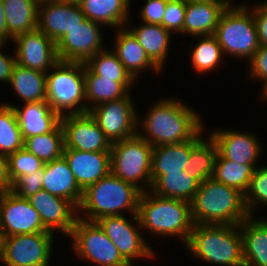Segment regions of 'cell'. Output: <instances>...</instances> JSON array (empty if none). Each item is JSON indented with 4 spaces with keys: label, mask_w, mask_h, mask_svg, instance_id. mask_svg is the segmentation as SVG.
<instances>
[{
    "label": "cell",
    "mask_w": 267,
    "mask_h": 266,
    "mask_svg": "<svg viewBox=\"0 0 267 266\" xmlns=\"http://www.w3.org/2000/svg\"><path fill=\"white\" fill-rule=\"evenodd\" d=\"M146 116L142 127L147 134H138L153 147L191 140L203 129L199 115L177 99L158 102Z\"/></svg>",
    "instance_id": "1"
},
{
    "label": "cell",
    "mask_w": 267,
    "mask_h": 266,
    "mask_svg": "<svg viewBox=\"0 0 267 266\" xmlns=\"http://www.w3.org/2000/svg\"><path fill=\"white\" fill-rule=\"evenodd\" d=\"M191 216L194 224L239 225L249 213L243 193L210 178L199 185Z\"/></svg>",
    "instance_id": "2"
},
{
    "label": "cell",
    "mask_w": 267,
    "mask_h": 266,
    "mask_svg": "<svg viewBox=\"0 0 267 266\" xmlns=\"http://www.w3.org/2000/svg\"><path fill=\"white\" fill-rule=\"evenodd\" d=\"M133 219L139 224L138 227L160 236H180L185 244L194 226L191 203L162 197L150 191L141 193L138 211Z\"/></svg>",
    "instance_id": "3"
},
{
    "label": "cell",
    "mask_w": 267,
    "mask_h": 266,
    "mask_svg": "<svg viewBox=\"0 0 267 266\" xmlns=\"http://www.w3.org/2000/svg\"><path fill=\"white\" fill-rule=\"evenodd\" d=\"M186 245L210 264L245 266L239 225L194 224Z\"/></svg>",
    "instance_id": "4"
},
{
    "label": "cell",
    "mask_w": 267,
    "mask_h": 266,
    "mask_svg": "<svg viewBox=\"0 0 267 266\" xmlns=\"http://www.w3.org/2000/svg\"><path fill=\"white\" fill-rule=\"evenodd\" d=\"M141 191L134 185L116 177L112 172L83 191L78 211L87 217L81 219L96 222L105 216L122 215L123 209L137 214Z\"/></svg>",
    "instance_id": "5"
},
{
    "label": "cell",
    "mask_w": 267,
    "mask_h": 266,
    "mask_svg": "<svg viewBox=\"0 0 267 266\" xmlns=\"http://www.w3.org/2000/svg\"><path fill=\"white\" fill-rule=\"evenodd\" d=\"M51 69L52 73H46V102L52 110L61 117L66 115L64 109L67 115L88 113L90 105H86L85 98V63L58 60Z\"/></svg>",
    "instance_id": "6"
},
{
    "label": "cell",
    "mask_w": 267,
    "mask_h": 266,
    "mask_svg": "<svg viewBox=\"0 0 267 266\" xmlns=\"http://www.w3.org/2000/svg\"><path fill=\"white\" fill-rule=\"evenodd\" d=\"M214 36L223 54L243 59L250 60L260 46L252 9L250 11L246 5H229L219 19Z\"/></svg>",
    "instance_id": "7"
},
{
    "label": "cell",
    "mask_w": 267,
    "mask_h": 266,
    "mask_svg": "<svg viewBox=\"0 0 267 266\" xmlns=\"http://www.w3.org/2000/svg\"><path fill=\"white\" fill-rule=\"evenodd\" d=\"M152 149L138 133L111 145V172L123 181L134 185L142 193L150 190ZM142 182L146 185H138Z\"/></svg>",
    "instance_id": "8"
},
{
    "label": "cell",
    "mask_w": 267,
    "mask_h": 266,
    "mask_svg": "<svg viewBox=\"0 0 267 266\" xmlns=\"http://www.w3.org/2000/svg\"><path fill=\"white\" fill-rule=\"evenodd\" d=\"M79 257L101 266H122L128 262L97 222L77 218L69 235Z\"/></svg>",
    "instance_id": "9"
},
{
    "label": "cell",
    "mask_w": 267,
    "mask_h": 266,
    "mask_svg": "<svg viewBox=\"0 0 267 266\" xmlns=\"http://www.w3.org/2000/svg\"><path fill=\"white\" fill-rule=\"evenodd\" d=\"M89 113L111 144L139 132L136 129L140 122L129 94L122 99L97 105Z\"/></svg>",
    "instance_id": "10"
},
{
    "label": "cell",
    "mask_w": 267,
    "mask_h": 266,
    "mask_svg": "<svg viewBox=\"0 0 267 266\" xmlns=\"http://www.w3.org/2000/svg\"><path fill=\"white\" fill-rule=\"evenodd\" d=\"M54 232L4 237L3 263L7 266H48Z\"/></svg>",
    "instance_id": "11"
},
{
    "label": "cell",
    "mask_w": 267,
    "mask_h": 266,
    "mask_svg": "<svg viewBox=\"0 0 267 266\" xmlns=\"http://www.w3.org/2000/svg\"><path fill=\"white\" fill-rule=\"evenodd\" d=\"M48 231L42 224L39 212L28 199L9 191L0 196V234L9 237Z\"/></svg>",
    "instance_id": "12"
},
{
    "label": "cell",
    "mask_w": 267,
    "mask_h": 266,
    "mask_svg": "<svg viewBox=\"0 0 267 266\" xmlns=\"http://www.w3.org/2000/svg\"><path fill=\"white\" fill-rule=\"evenodd\" d=\"M64 148L84 152H110L111 142L90 113L61 117Z\"/></svg>",
    "instance_id": "13"
},
{
    "label": "cell",
    "mask_w": 267,
    "mask_h": 266,
    "mask_svg": "<svg viewBox=\"0 0 267 266\" xmlns=\"http://www.w3.org/2000/svg\"><path fill=\"white\" fill-rule=\"evenodd\" d=\"M100 25L86 18L81 25L68 30L56 43L58 60L85 63L104 50Z\"/></svg>",
    "instance_id": "14"
},
{
    "label": "cell",
    "mask_w": 267,
    "mask_h": 266,
    "mask_svg": "<svg viewBox=\"0 0 267 266\" xmlns=\"http://www.w3.org/2000/svg\"><path fill=\"white\" fill-rule=\"evenodd\" d=\"M86 19L78 3L45 0L39 3L37 28L55 44L70 29Z\"/></svg>",
    "instance_id": "15"
},
{
    "label": "cell",
    "mask_w": 267,
    "mask_h": 266,
    "mask_svg": "<svg viewBox=\"0 0 267 266\" xmlns=\"http://www.w3.org/2000/svg\"><path fill=\"white\" fill-rule=\"evenodd\" d=\"M18 65L47 73L58 61L56 44L38 28L13 38Z\"/></svg>",
    "instance_id": "16"
},
{
    "label": "cell",
    "mask_w": 267,
    "mask_h": 266,
    "mask_svg": "<svg viewBox=\"0 0 267 266\" xmlns=\"http://www.w3.org/2000/svg\"><path fill=\"white\" fill-rule=\"evenodd\" d=\"M128 262L142 257H155L140 232L122 215L105 216L96 221Z\"/></svg>",
    "instance_id": "17"
},
{
    "label": "cell",
    "mask_w": 267,
    "mask_h": 266,
    "mask_svg": "<svg viewBox=\"0 0 267 266\" xmlns=\"http://www.w3.org/2000/svg\"><path fill=\"white\" fill-rule=\"evenodd\" d=\"M28 200L39 212L42 224L48 231L57 229L67 236L71 234L79 217L78 208L71 201L52 195L44 189L33 194Z\"/></svg>",
    "instance_id": "18"
},
{
    "label": "cell",
    "mask_w": 267,
    "mask_h": 266,
    "mask_svg": "<svg viewBox=\"0 0 267 266\" xmlns=\"http://www.w3.org/2000/svg\"><path fill=\"white\" fill-rule=\"evenodd\" d=\"M63 157L82 191L111 172L110 152H84L64 148Z\"/></svg>",
    "instance_id": "19"
},
{
    "label": "cell",
    "mask_w": 267,
    "mask_h": 266,
    "mask_svg": "<svg viewBox=\"0 0 267 266\" xmlns=\"http://www.w3.org/2000/svg\"><path fill=\"white\" fill-rule=\"evenodd\" d=\"M212 134V135H211ZM218 148V154L227 160L255 165L261 147L252 133L230 130H215L210 133Z\"/></svg>",
    "instance_id": "20"
},
{
    "label": "cell",
    "mask_w": 267,
    "mask_h": 266,
    "mask_svg": "<svg viewBox=\"0 0 267 266\" xmlns=\"http://www.w3.org/2000/svg\"><path fill=\"white\" fill-rule=\"evenodd\" d=\"M5 105L13 107L23 139L49 133L61 123V116L46 101L25 103L23 109Z\"/></svg>",
    "instance_id": "21"
},
{
    "label": "cell",
    "mask_w": 267,
    "mask_h": 266,
    "mask_svg": "<svg viewBox=\"0 0 267 266\" xmlns=\"http://www.w3.org/2000/svg\"><path fill=\"white\" fill-rule=\"evenodd\" d=\"M44 175L42 189L52 195L71 201L79 208L83 199V191L76 183L74 175L63 156L45 163Z\"/></svg>",
    "instance_id": "22"
},
{
    "label": "cell",
    "mask_w": 267,
    "mask_h": 266,
    "mask_svg": "<svg viewBox=\"0 0 267 266\" xmlns=\"http://www.w3.org/2000/svg\"><path fill=\"white\" fill-rule=\"evenodd\" d=\"M202 130L191 140L154 146L152 149L151 184L167 172H182L185 170L192 148L202 139Z\"/></svg>",
    "instance_id": "23"
},
{
    "label": "cell",
    "mask_w": 267,
    "mask_h": 266,
    "mask_svg": "<svg viewBox=\"0 0 267 266\" xmlns=\"http://www.w3.org/2000/svg\"><path fill=\"white\" fill-rule=\"evenodd\" d=\"M231 2H186L183 34L214 35L219 19Z\"/></svg>",
    "instance_id": "24"
},
{
    "label": "cell",
    "mask_w": 267,
    "mask_h": 266,
    "mask_svg": "<svg viewBox=\"0 0 267 266\" xmlns=\"http://www.w3.org/2000/svg\"><path fill=\"white\" fill-rule=\"evenodd\" d=\"M249 215L240 224L245 266H267V220Z\"/></svg>",
    "instance_id": "25"
},
{
    "label": "cell",
    "mask_w": 267,
    "mask_h": 266,
    "mask_svg": "<svg viewBox=\"0 0 267 266\" xmlns=\"http://www.w3.org/2000/svg\"><path fill=\"white\" fill-rule=\"evenodd\" d=\"M116 34V45L113 50L120 62L124 65L125 70L134 80L146 68L153 69L157 73L161 70L149 59L145 50L141 47L133 33L125 27L119 28ZM149 67V68H148ZM140 71V72H139Z\"/></svg>",
    "instance_id": "26"
},
{
    "label": "cell",
    "mask_w": 267,
    "mask_h": 266,
    "mask_svg": "<svg viewBox=\"0 0 267 266\" xmlns=\"http://www.w3.org/2000/svg\"><path fill=\"white\" fill-rule=\"evenodd\" d=\"M79 5L93 22L119 28L128 23L130 0H83Z\"/></svg>",
    "instance_id": "27"
},
{
    "label": "cell",
    "mask_w": 267,
    "mask_h": 266,
    "mask_svg": "<svg viewBox=\"0 0 267 266\" xmlns=\"http://www.w3.org/2000/svg\"><path fill=\"white\" fill-rule=\"evenodd\" d=\"M39 3L38 0H3L7 32L12 39L37 29Z\"/></svg>",
    "instance_id": "28"
},
{
    "label": "cell",
    "mask_w": 267,
    "mask_h": 266,
    "mask_svg": "<svg viewBox=\"0 0 267 266\" xmlns=\"http://www.w3.org/2000/svg\"><path fill=\"white\" fill-rule=\"evenodd\" d=\"M149 59L162 71L166 61L171 32L158 24L143 23L138 28H129Z\"/></svg>",
    "instance_id": "29"
},
{
    "label": "cell",
    "mask_w": 267,
    "mask_h": 266,
    "mask_svg": "<svg viewBox=\"0 0 267 266\" xmlns=\"http://www.w3.org/2000/svg\"><path fill=\"white\" fill-rule=\"evenodd\" d=\"M133 82H115L113 79L96 75L85 64V98L91 102L90 110L102 103L116 101L129 94Z\"/></svg>",
    "instance_id": "30"
},
{
    "label": "cell",
    "mask_w": 267,
    "mask_h": 266,
    "mask_svg": "<svg viewBox=\"0 0 267 266\" xmlns=\"http://www.w3.org/2000/svg\"><path fill=\"white\" fill-rule=\"evenodd\" d=\"M200 183L191 178L185 170L182 172H167L160 175L151 185L153 194L184 200L189 203L193 200Z\"/></svg>",
    "instance_id": "31"
},
{
    "label": "cell",
    "mask_w": 267,
    "mask_h": 266,
    "mask_svg": "<svg viewBox=\"0 0 267 266\" xmlns=\"http://www.w3.org/2000/svg\"><path fill=\"white\" fill-rule=\"evenodd\" d=\"M9 84L25 103L46 101V73L16 64Z\"/></svg>",
    "instance_id": "32"
},
{
    "label": "cell",
    "mask_w": 267,
    "mask_h": 266,
    "mask_svg": "<svg viewBox=\"0 0 267 266\" xmlns=\"http://www.w3.org/2000/svg\"><path fill=\"white\" fill-rule=\"evenodd\" d=\"M206 141L202 139L192 148L185 166L188 175L200 184L214 175L218 148L211 136ZM208 140V141H207Z\"/></svg>",
    "instance_id": "33"
},
{
    "label": "cell",
    "mask_w": 267,
    "mask_h": 266,
    "mask_svg": "<svg viewBox=\"0 0 267 266\" xmlns=\"http://www.w3.org/2000/svg\"><path fill=\"white\" fill-rule=\"evenodd\" d=\"M24 148L44 163L61 158L64 149V131L61 123L49 133L25 138Z\"/></svg>",
    "instance_id": "34"
},
{
    "label": "cell",
    "mask_w": 267,
    "mask_h": 266,
    "mask_svg": "<svg viewBox=\"0 0 267 266\" xmlns=\"http://www.w3.org/2000/svg\"><path fill=\"white\" fill-rule=\"evenodd\" d=\"M255 169V165L236 163L218 154L212 178L245 194Z\"/></svg>",
    "instance_id": "35"
},
{
    "label": "cell",
    "mask_w": 267,
    "mask_h": 266,
    "mask_svg": "<svg viewBox=\"0 0 267 266\" xmlns=\"http://www.w3.org/2000/svg\"><path fill=\"white\" fill-rule=\"evenodd\" d=\"M24 148V139L11 106L0 105V154L8 156Z\"/></svg>",
    "instance_id": "36"
},
{
    "label": "cell",
    "mask_w": 267,
    "mask_h": 266,
    "mask_svg": "<svg viewBox=\"0 0 267 266\" xmlns=\"http://www.w3.org/2000/svg\"><path fill=\"white\" fill-rule=\"evenodd\" d=\"M85 64L103 78L113 79L115 82H134L135 80L125 70L124 65L112 51L101 50L91 56Z\"/></svg>",
    "instance_id": "37"
},
{
    "label": "cell",
    "mask_w": 267,
    "mask_h": 266,
    "mask_svg": "<svg viewBox=\"0 0 267 266\" xmlns=\"http://www.w3.org/2000/svg\"><path fill=\"white\" fill-rule=\"evenodd\" d=\"M223 57L222 48L214 35H202L191 52L193 68L198 73L212 71L219 65Z\"/></svg>",
    "instance_id": "38"
},
{
    "label": "cell",
    "mask_w": 267,
    "mask_h": 266,
    "mask_svg": "<svg viewBox=\"0 0 267 266\" xmlns=\"http://www.w3.org/2000/svg\"><path fill=\"white\" fill-rule=\"evenodd\" d=\"M9 175L13 182L20 175H33L38 169L42 168L45 163L37 158L33 153L28 152L25 148L17 150L7 156Z\"/></svg>",
    "instance_id": "39"
},
{
    "label": "cell",
    "mask_w": 267,
    "mask_h": 266,
    "mask_svg": "<svg viewBox=\"0 0 267 266\" xmlns=\"http://www.w3.org/2000/svg\"><path fill=\"white\" fill-rule=\"evenodd\" d=\"M246 209L249 215H253L256 205L267 204V166L254 170L248 190L244 194Z\"/></svg>",
    "instance_id": "40"
},
{
    "label": "cell",
    "mask_w": 267,
    "mask_h": 266,
    "mask_svg": "<svg viewBox=\"0 0 267 266\" xmlns=\"http://www.w3.org/2000/svg\"><path fill=\"white\" fill-rule=\"evenodd\" d=\"M44 175V166L38 169L33 175H20L13 182L11 192L20 196L21 198L28 199L33 194L42 189Z\"/></svg>",
    "instance_id": "41"
},
{
    "label": "cell",
    "mask_w": 267,
    "mask_h": 266,
    "mask_svg": "<svg viewBox=\"0 0 267 266\" xmlns=\"http://www.w3.org/2000/svg\"><path fill=\"white\" fill-rule=\"evenodd\" d=\"M186 2L184 0H167L162 26L172 32L183 33Z\"/></svg>",
    "instance_id": "42"
},
{
    "label": "cell",
    "mask_w": 267,
    "mask_h": 266,
    "mask_svg": "<svg viewBox=\"0 0 267 266\" xmlns=\"http://www.w3.org/2000/svg\"><path fill=\"white\" fill-rule=\"evenodd\" d=\"M167 0H146L141 9V18L147 24H162L165 14Z\"/></svg>",
    "instance_id": "43"
},
{
    "label": "cell",
    "mask_w": 267,
    "mask_h": 266,
    "mask_svg": "<svg viewBox=\"0 0 267 266\" xmlns=\"http://www.w3.org/2000/svg\"><path fill=\"white\" fill-rule=\"evenodd\" d=\"M251 67L249 72L252 78L261 79L264 84L267 82V46L260 45L254 56L249 60Z\"/></svg>",
    "instance_id": "44"
},
{
    "label": "cell",
    "mask_w": 267,
    "mask_h": 266,
    "mask_svg": "<svg viewBox=\"0 0 267 266\" xmlns=\"http://www.w3.org/2000/svg\"><path fill=\"white\" fill-rule=\"evenodd\" d=\"M260 45L267 46V11L259 4L252 9Z\"/></svg>",
    "instance_id": "45"
},
{
    "label": "cell",
    "mask_w": 267,
    "mask_h": 266,
    "mask_svg": "<svg viewBox=\"0 0 267 266\" xmlns=\"http://www.w3.org/2000/svg\"><path fill=\"white\" fill-rule=\"evenodd\" d=\"M4 43H0V47H3ZM17 64L15 56L4 55L0 51V81L8 82L12 76L14 66Z\"/></svg>",
    "instance_id": "46"
},
{
    "label": "cell",
    "mask_w": 267,
    "mask_h": 266,
    "mask_svg": "<svg viewBox=\"0 0 267 266\" xmlns=\"http://www.w3.org/2000/svg\"><path fill=\"white\" fill-rule=\"evenodd\" d=\"M12 187V181L9 175L8 158L0 154V196L9 192Z\"/></svg>",
    "instance_id": "47"
},
{
    "label": "cell",
    "mask_w": 267,
    "mask_h": 266,
    "mask_svg": "<svg viewBox=\"0 0 267 266\" xmlns=\"http://www.w3.org/2000/svg\"><path fill=\"white\" fill-rule=\"evenodd\" d=\"M8 38L12 39L7 32L3 0H0V43L7 42Z\"/></svg>",
    "instance_id": "48"
},
{
    "label": "cell",
    "mask_w": 267,
    "mask_h": 266,
    "mask_svg": "<svg viewBox=\"0 0 267 266\" xmlns=\"http://www.w3.org/2000/svg\"><path fill=\"white\" fill-rule=\"evenodd\" d=\"M185 2H231L230 0H184Z\"/></svg>",
    "instance_id": "49"
},
{
    "label": "cell",
    "mask_w": 267,
    "mask_h": 266,
    "mask_svg": "<svg viewBox=\"0 0 267 266\" xmlns=\"http://www.w3.org/2000/svg\"><path fill=\"white\" fill-rule=\"evenodd\" d=\"M4 237L0 234V260H3Z\"/></svg>",
    "instance_id": "50"
},
{
    "label": "cell",
    "mask_w": 267,
    "mask_h": 266,
    "mask_svg": "<svg viewBox=\"0 0 267 266\" xmlns=\"http://www.w3.org/2000/svg\"><path fill=\"white\" fill-rule=\"evenodd\" d=\"M263 93H262V98L263 99H266L267 100V82L264 84V86H263Z\"/></svg>",
    "instance_id": "51"
},
{
    "label": "cell",
    "mask_w": 267,
    "mask_h": 266,
    "mask_svg": "<svg viewBox=\"0 0 267 266\" xmlns=\"http://www.w3.org/2000/svg\"><path fill=\"white\" fill-rule=\"evenodd\" d=\"M64 1H68V2H71V3H78V4H80L83 0H64Z\"/></svg>",
    "instance_id": "52"
},
{
    "label": "cell",
    "mask_w": 267,
    "mask_h": 266,
    "mask_svg": "<svg viewBox=\"0 0 267 266\" xmlns=\"http://www.w3.org/2000/svg\"><path fill=\"white\" fill-rule=\"evenodd\" d=\"M260 5L267 11V2L266 1L264 3H261Z\"/></svg>",
    "instance_id": "53"
},
{
    "label": "cell",
    "mask_w": 267,
    "mask_h": 266,
    "mask_svg": "<svg viewBox=\"0 0 267 266\" xmlns=\"http://www.w3.org/2000/svg\"><path fill=\"white\" fill-rule=\"evenodd\" d=\"M122 266H133L132 263H128V264H125V265H122Z\"/></svg>",
    "instance_id": "54"
}]
</instances>
